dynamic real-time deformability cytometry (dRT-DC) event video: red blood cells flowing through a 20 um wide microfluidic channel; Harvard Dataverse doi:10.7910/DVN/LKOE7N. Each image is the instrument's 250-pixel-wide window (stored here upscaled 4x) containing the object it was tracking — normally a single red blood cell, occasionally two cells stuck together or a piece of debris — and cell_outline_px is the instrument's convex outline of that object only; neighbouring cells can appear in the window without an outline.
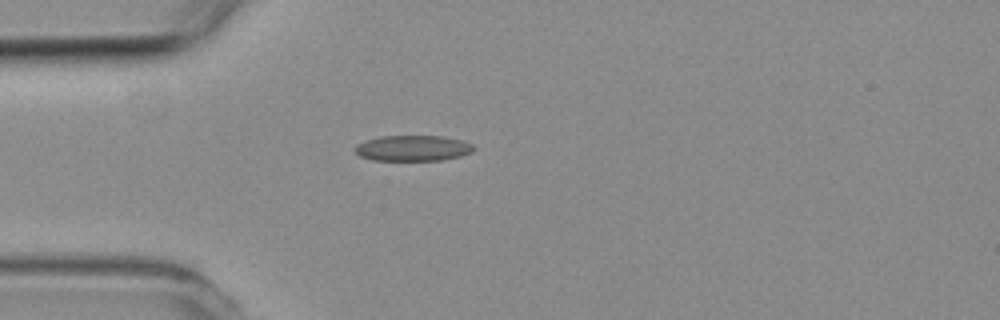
{"species": "common noctule bat (a hibernating species)", "species_latin": "Nyctalus noctula", "temperature_condition": "room temperature", "stored_images_in_passage": 4, "camera_frame_rate_fps": 3000, "um_per_image_px": 0.085, "animal": {"sex": "female", "body_mass_g": 19.3, "forearm_length_mm": 54.1}, "frame": {"image": 1, "passage_image": 4, "time_ms": 3.667, "image_size_px": [1000, 320], "cell_outline_px": [[476, 148], [472, 152], [460, 156], [444, 160], [372, 160], [360, 156], [352, 148], [356, 144], [380, 136], [440, 136], [460, 140], [472, 144]], "centroid_in_image_um": [35.08, 12.6], "position_along_channel_um": 49.9, "area_um2": 17.74}}